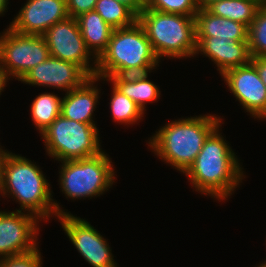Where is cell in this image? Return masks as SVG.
I'll use <instances>...</instances> for the list:
<instances>
[{
    "instance_id": "cell-15",
    "label": "cell",
    "mask_w": 266,
    "mask_h": 267,
    "mask_svg": "<svg viewBox=\"0 0 266 267\" xmlns=\"http://www.w3.org/2000/svg\"><path fill=\"white\" fill-rule=\"evenodd\" d=\"M196 54L212 60L222 75L225 71L249 64L251 54L248 41H226L218 37H196Z\"/></svg>"
},
{
    "instance_id": "cell-3",
    "label": "cell",
    "mask_w": 266,
    "mask_h": 267,
    "mask_svg": "<svg viewBox=\"0 0 266 267\" xmlns=\"http://www.w3.org/2000/svg\"><path fill=\"white\" fill-rule=\"evenodd\" d=\"M215 115H200L169 122L148 141V146L162 161L183 174L201 151L208 136L221 125Z\"/></svg>"
},
{
    "instance_id": "cell-26",
    "label": "cell",
    "mask_w": 266,
    "mask_h": 267,
    "mask_svg": "<svg viewBox=\"0 0 266 267\" xmlns=\"http://www.w3.org/2000/svg\"><path fill=\"white\" fill-rule=\"evenodd\" d=\"M41 252L36 249L33 252L11 256L0 260V267H42Z\"/></svg>"
},
{
    "instance_id": "cell-34",
    "label": "cell",
    "mask_w": 266,
    "mask_h": 267,
    "mask_svg": "<svg viewBox=\"0 0 266 267\" xmlns=\"http://www.w3.org/2000/svg\"><path fill=\"white\" fill-rule=\"evenodd\" d=\"M143 7H145L150 0H137Z\"/></svg>"
},
{
    "instance_id": "cell-2",
    "label": "cell",
    "mask_w": 266,
    "mask_h": 267,
    "mask_svg": "<svg viewBox=\"0 0 266 267\" xmlns=\"http://www.w3.org/2000/svg\"><path fill=\"white\" fill-rule=\"evenodd\" d=\"M42 172L36 163L10 152L0 167V195L10 194L19 202L18 210L28 211L40 221L53 214H69L52 199L50 184Z\"/></svg>"
},
{
    "instance_id": "cell-16",
    "label": "cell",
    "mask_w": 266,
    "mask_h": 267,
    "mask_svg": "<svg viewBox=\"0 0 266 267\" xmlns=\"http://www.w3.org/2000/svg\"><path fill=\"white\" fill-rule=\"evenodd\" d=\"M98 77L88 78L80 87L65 93L61 103V115L69 120L95 124L93 113L99 99L100 90L93 84Z\"/></svg>"
},
{
    "instance_id": "cell-27",
    "label": "cell",
    "mask_w": 266,
    "mask_h": 267,
    "mask_svg": "<svg viewBox=\"0 0 266 267\" xmlns=\"http://www.w3.org/2000/svg\"><path fill=\"white\" fill-rule=\"evenodd\" d=\"M97 0H66L69 17L79 15L95 9Z\"/></svg>"
},
{
    "instance_id": "cell-18",
    "label": "cell",
    "mask_w": 266,
    "mask_h": 267,
    "mask_svg": "<svg viewBox=\"0 0 266 267\" xmlns=\"http://www.w3.org/2000/svg\"><path fill=\"white\" fill-rule=\"evenodd\" d=\"M148 78V73L134 75H113L109 76L106 81L113 83L112 85L123 95L134 101L144 112L147 102H154L159 99L160 91L156 84Z\"/></svg>"
},
{
    "instance_id": "cell-24",
    "label": "cell",
    "mask_w": 266,
    "mask_h": 267,
    "mask_svg": "<svg viewBox=\"0 0 266 267\" xmlns=\"http://www.w3.org/2000/svg\"><path fill=\"white\" fill-rule=\"evenodd\" d=\"M248 45L252 57H266V2L248 27Z\"/></svg>"
},
{
    "instance_id": "cell-22",
    "label": "cell",
    "mask_w": 266,
    "mask_h": 267,
    "mask_svg": "<svg viewBox=\"0 0 266 267\" xmlns=\"http://www.w3.org/2000/svg\"><path fill=\"white\" fill-rule=\"evenodd\" d=\"M94 10L113 29L130 27L138 20L127 6L115 0H97Z\"/></svg>"
},
{
    "instance_id": "cell-28",
    "label": "cell",
    "mask_w": 266,
    "mask_h": 267,
    "mask_svg": "<svg viewBox=\"0 0 266 267\" xmlns=\"http://www.w3.org/2000/svg\"><path fill=\"white\" fill-rule=\"evenodd\" d=\"M251 63L255 66L261 81L266 87V57H252Z\"/></svg>"
},
{
    "instance_id": "cell-30",
    "label": "cell",
    "mask_w": 266,
    "mask_h": 267,
    "mask_svg": "<svg viewBox=\"0 0 266 267\" xmlns=\"http://www.w3.org/2000/svg\"><path fill=\"white\" fill-rule=\"evenodd\" d=\"M195 1L199 9H206L213 2L219 1V0H195Z\"/></svg>"
},
{
    "instance_id": "cell-11",
    "label": "cell",
    "mask_w": 266,
    "mask_h": 267,
    "mask_svg": "<svg viewBox=\"0 0 266 267\" xmlns=\"http://www.w3.org/2000/svg\"><path fill=\"white\" fill-rule=\"evenodd\" d=\"M57 218L72 244L92 267H118L107 240L89 222L71 213Z\"/></svg>"
},
{
    "instance_id": "cell-32",
    "label": "cell",
    "mask_w": 266,
    "mask_h": 267,
    "mask_svg": "<svg viewBox=\"0 0 266 267\" xmlns=\"http://www.w3.org/2000/svg\"><path fill=\"white\" fill-rule=\"evenodd\" d=\"M8 0H0V16L4 15L5 10H7Z\"/></svg>"
},
{
    "instance_id": "cell-8",
    "label": "cell",
    "mask_w": 266,
    "mask_h": 267,
    "mask_svg": "<svg viewBox=\"0 0 266 267\" xmlns=\"http://www.w3.org/2000/svg\"><path fill=\"white\" fill-rule=\"evenodd\" d=\"M0 35V72L8 81H20L33 67L50 57L42 35H25L6 29ZM10 76V78H9Z\"/></svg>"
},
{
    "instance_id": "cell-9",
    "label": "cell",
    "mask_w": 266,
    "mask_h": 267,
    "mask_svg": "<svg viewBox=\"0 0 266 267\" xmlns=\"http://www.w3.org/2000/svg\"><path fill=\"white\" fill-rule=\"evenodd\" d=\"M50 56L78 65L89 77H94L97 58L87 48L76 18L68 17L53 24L43 35ZM93 56V58H91ZM93 61V67L90 60Z\"/></svg>"
},
{
    "instance_id": "cell-14",
    "label": "cell",
    "mask_w": 266,
    "mask_h": 267,
    "mask_svg": "<svg viewBox=\"0 0 266 267\" xmlns=\"http://www.w3.org/2000/svg\"><path fill=\"white\" fill-rule=\"evenodd\" d=\"M90 78L78 65L50 56L33 67L20 81L32 86L71 91Z\"/></svg>"
},
{
    "instance_id": "cell-25",
    "label": "cell",
    "mask_w": 266,
    "mask_h": 267,
    "mask_svg": "<svg viewBox=\"0 0 266 267\" xmlns=\"http://www.w3.org/2000/svg\"><path fill=\"white\" fill-rule=\"evenodd\" d=\"M145 8L190 17L199 10L195 0H150Z\"/></svg>"
},
{
    "instance_id": "cell-1",
    "label": "cell",
    "mask_w": 266,
    "mask_h": 267,
    "mask_svg": "<svg viewBox=\"0 0 266 267\" xmlns=\"http://www.w3.org/2000/svg\"><path fill=\"white\" fill-rule=\"evenodd\" d=\"M242 169L218 126L205 140L185 175L197 192L223 201L234 193L245 178Z\"/></svg>"
},
{
    "instance_id": "cell-31",
    "label": "cell",
    "mask_w": 266,
    "mask_h": 267,
    "mask_svg": "<svg viewBox=\"0 0 266 267\" xmlns=\"http://www.w3.org/2000/svg\"><path fill=\"white\" fill-rule=\"evenodd\" d=\"M10 152L7 150H3L1 145H0V167L2 165V163L5 161L7 155L9 154Z\"/></svg>"
},
{
    "instance_id": "cell-5",
    "label": "cell",
    "mask_w": 266,
    "mask_h": 267,
    "mask_svg": "<svg viewBox=\"0 0 266 267\" xmlns=\"http://www.w3.org/2000/svg\"><path fill=\"white\" fill-rule=\"evenodd\" d=\"M137 21L145 30L159 60L162 57L181 59L196 55L194 17L164 13L144 7Z\"/></svg>"
},
{
    "instance_id": "cell-6",
    "label": "cell",
    "mask_w": 266,
    "mask_h": 267,
    "mask_svg": "<svg viewBox=\"0 0 266 267\" xmlns=\"http://www.w3.org/2000/svg\"><path fill=\"white\" fill-rule=\"evenodd\" d=\"M41 136L46 153L58 161L79 160L102 153L96 124L81 123L59 115Z\"/></svg>"
},
{
    "instance_id": "cell-17",
    "label": "cell",
    "mask_w": 266,
    "mask_h": 267,
    "mask_svg": "<svg viewBox=\"0 0 266 267\" xmlns=\"http://www.w3.org/2000/svg\"><path fill=\"white\" fill-rule=\"evenodd\" d=\"M196 37H218L226 41H248V27L223 17L215 16L207 9L196 13Z\"/></svg>"
},
{
    "instance_id": "cell-19",
    "label": "cell",
    "mask_w": 266,
    "mask_h": 267,
    "mask_svg": "<svg viewBox=\"0 0 266 267\" xmlns=\"http://www.w3.org/2000/svg\"><path fill=\"white\" fill-rule=\"evenodd\" d=\"M76 19L87 48L98 59L107 49L114 29L95 10L83 13Z\"/></svg>"
},
{
    "instance_id": "cell-33",
    "label": "cell",
    "mask_w": 266,
    "mask_h": 267,
    "mask_svg": "<svg viewBox=\"0 0 266 267\" xmlns=\"http://www.w3.org/2000/svg\"><path fill=\"white\" fill-rule=\"evenodd\" d=\"M7 80L5 78V76L0 72V94L3 91L4 87H6L7 84Z\"/></svg>"
},
{
    "instance_id": "cell-7",
    "label": "cell",
    "mask_w": 266,
    "mask_h": 267,
    "mask_svg": "<svg viewBox=\"0 0 266 267\" xmlns=\"http://www.w3.org/2000/svg\"><path fill=\"white\" fill-rule=\"evenodd\" d=\"M61 163L60 188L66 198L72 200L100 196L112 187L116 178L112 162L105 152Z\"/></svg>"
},
{
    "instance_id": "cell-10",
    "label": "cell",
    "mask_w": 266,
    "mask_h": 267,
    "mask_svg": "<svg viewBox=\"0 0 266 267\" xmlns=\"http://www.w3.org/2000/svg\"><path fill=\"white\" fill-rule=\"evenodd\" d=\"M23 212L17 209L15 212L0 211V260L38 249L40 219Z\"/></svg>"
},
{
    "instance_id": "cell-23",
    "label": "cell",
    "mask_w": 266,
    "mask_h": 267,
    "mask_svg": "<svg viewBox=\"0 0 266 267\" xmlns=\"http://www.w3.org/2000/svg\"><path fill=\"white\" fill-rule=\"evenodd\" d=\"M112 96L110 100V109L113 120L121 124H135L141 120L144 112L142 109L126 95H123L114 86L112 88Z\"/></svg>"
},
{
    "instance_id": "cell-13",
    "label": "cell",
    "mask_w": 266,
    "mask_h": 267,
    "mask_svg": "<svg viewBox=\"0 0 266 267\" xmlns=\"http://www.w3.org/2000/svg\"><path fill=\"white\" fill-rule=\"evenodd\" d=\"M68 17L66 0H27L9 28L20 34L43 35Z\"/></svg>"
},
{
    "instance_id": "cell-29",
    "label": "cell",
    "mask_w": 266,
    "mask_h": 267,
    "mask_svg": "<svg viewBox=\"0 0 266 267\" xmlns=\"http://www.w3.org/2000/svg\"><path fill=\"white\" fill-rule=\"evenodd\" d=\"M120 4L127 6L137 17L144 8L137 0H115Z\"/></svg>"
},
{
    "instance_id": "cell-20",
    "label": "cell",
    "mask_w": 266,
    "mask_h": 267,
    "mask_svg": "<svg viewBox=\"0 0 266 267\" xmlns=\"http://www.w3.org/2000/svg\"><path fill=\"white\" fill-rule=\"evenodd\" d=\"M263 3L262 0H219L213 2L206 9L215 16L233 20L249 27Z\"/></svg>"
},
{
    "instance_id": "cell-12",
    "label": "cell",
    "mask_w": 266,
    "mask_h": 267,
    "mask_svg": "<svg viewBox=\"0 0 266 267\" xmlns=\"http://www.w3.org/2000/svg\"><path fill=\"white\" fill-rule=\"evenodd\" d=\"M221 76L246 112L254 119H266V87L251 62L231 68Z\"/></svg>"
},
{
    "instance_id": "cell-4",
    "label": "cell",
    "mask_w": 266,
    "mask_h": 267,
    "mask_svg": "<svg viewBox=\"0 0 266 267\" xmlns=\"http://www.w3.org/2000/svg\"><path fill=\"white\" fill-rule=\"evenodd\" d=\"M159 62L137 21L130 27L113 30L107 49L97 59L95 76L106 80L113 75L148 73L156 69Z\"/></svg>"
},
{
    "instance_id": "cell-21",
    "label": "cell",
    "mask_w": 266,
    "mask_h": 267,
    "mask_svg": "<svg viewBox=\"0 0 266 267\" xmlns=\"http://www.w3.org/2000/svg\"><path fill=\"white\" fill-rule=\"evenodd\" d=\"M62 98L53 93L38 95L31 104V117L36 129L41 134L61 115Z\"/></svg>"
},
{
    "instance_id": "cell-35",
    "label": "cell",
    "mask_w": 266,
    "mask_h": 267,
    "mask_svg": "<svg viewBox=\"0 0 266 267\" xmlns=\"http://www.w3.org/2000/svg\"><path fill=\"white\" fill-rule=\"evenodd\" d=\"M261 265H262L263 267H266V261L262 262Z\"/></svg>"
}]
</instances>
